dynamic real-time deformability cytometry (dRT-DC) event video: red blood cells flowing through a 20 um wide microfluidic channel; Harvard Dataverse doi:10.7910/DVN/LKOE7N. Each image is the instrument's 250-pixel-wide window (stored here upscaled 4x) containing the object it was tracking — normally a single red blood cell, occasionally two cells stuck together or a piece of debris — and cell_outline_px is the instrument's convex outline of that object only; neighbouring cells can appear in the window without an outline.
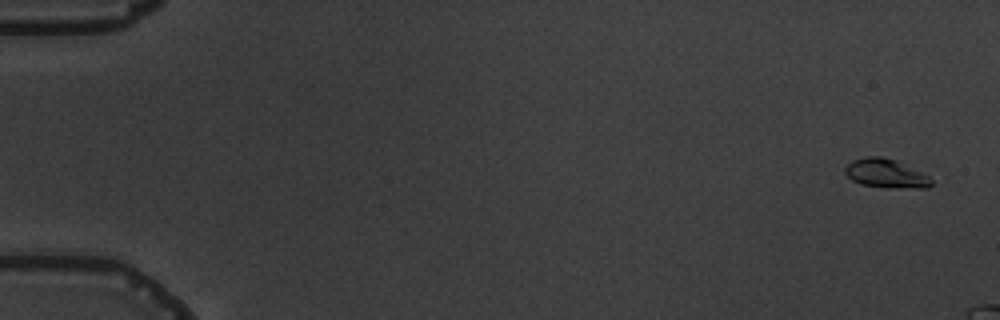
{"species": "common noctule bat (a hibernating species)", "species_latin": "Nyctalus noctula", "temperature_condition": "warm", "stored_images_in_passage": 4, "camera_frame_rate_fps": 3000, "um_per_image_px": 0.085, "animal": {"sex": "male", "body_mass_g": 19.5, "forearm_length_mm": 54.6}, "frame": {"image": 1, "passage_image": 1, "time_ms": 0.0, "image_size_px": [1000, 320], "cell_outline_px": [[932, 184], [928, 188], [916, 188], [860, 184], [852, 180], [844, 172], [844, 168], [852, 160], [868, 156], [880, 156], [896, 160], [928, 176], [932, 180]], "centroid_in_image_um": [75.28, 14.72], "position_along_channel_um": 9.7, "area_um2": 14.1}}